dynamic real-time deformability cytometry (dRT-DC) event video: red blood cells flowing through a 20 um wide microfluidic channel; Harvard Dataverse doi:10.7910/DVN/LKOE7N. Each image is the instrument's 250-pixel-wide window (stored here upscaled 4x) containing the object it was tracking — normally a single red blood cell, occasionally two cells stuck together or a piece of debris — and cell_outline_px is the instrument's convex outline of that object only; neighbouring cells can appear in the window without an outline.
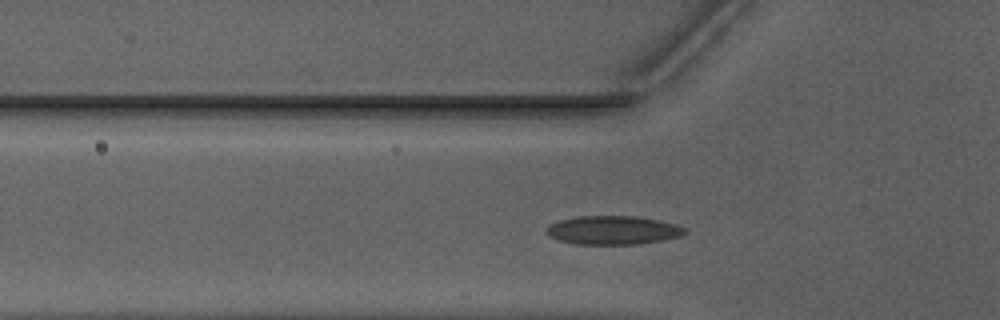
{"species": "Egyptian fruit bat (a non-hibernating species)", "species_latin": "Rousettus aegyptiacus", "temperature_condition": "warm", "stored_images_in_passage": 44, "camera_frame_rate_fps": 3000, "um_per_image_px": 0.085, "animal": {"sex": "male"}, "frame": {"image": 1, "passage_image": 8, "time_ms": 2.333, "image_size_px": [1000, 320], "cell_outline_px": [[688, 232], [680, 236], [664, 240], [640, 244], [576, 244], [556, 240], [548, 236], [544, 232], [552, 224], [560, 220], [576, 216], [636, 216], [660, 220], [676, 224], [684, 228]], "centroid_in_image_um": [52.11, 19.57], "position_along_channel_um": 73.7, "area_um2": 23.29}}
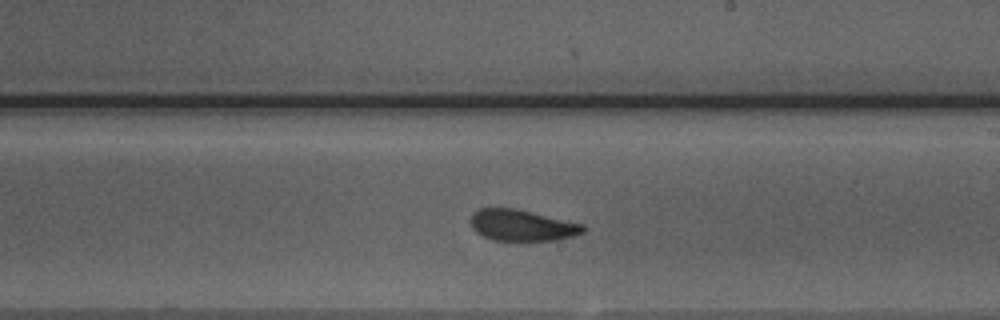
{"frame": {"image": 2, "passage_image": 21, "time_ms": 6.667, "image_size_px": [1000, 320], "cell_outline_px": [[588, 228], [584, 232], [572, 236], [552, 240], [492, 240], [476, 232], [472, 228], [472, 212], [480, 208], [512, 208], [584, 224]], "centroid_in_image_um": [44.37, 19.15], "position_along_channel_um": 244.6, "area_um2": 20.17}}
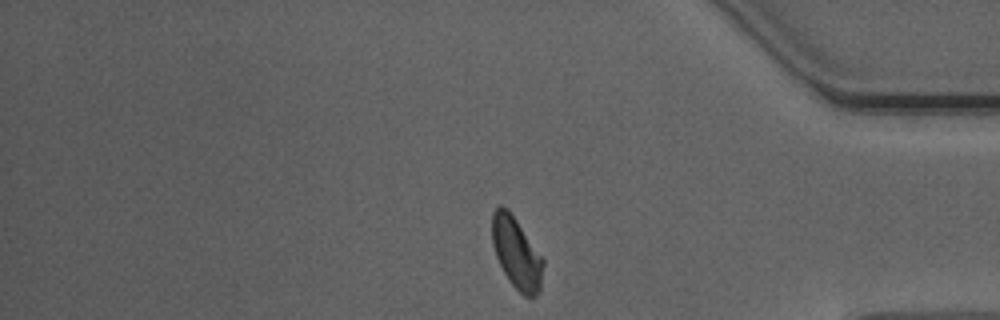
{"frame": {"image": 3, "passage_image": 34, "time_ms": 11.0, "image_size_px": [1000, 320], "cell_outline_px": [[544, 264], [540, 292], [536, 296], [524, 296], [508, 280], [496, 256], [492, 244], [492, 216], [496, 208], [500, 204], [508, 208], [544, 260]], "centroid_in_image_um": [43.9, 21.51], "position_along_channel_um": 391.3, "area_um2": 21.1}, "authors_computed_cell_mechanics": {"area_um2": 21.3571, "velocity_mm_per_s": 3.9368, "shape_relaxation_time_tau1_ms": 3.4436, "shape_relaxation_time_tau2_ms": 1.9029, "deformation_change_tau1": 0.1139, "deformation_change_tau2": 0.0812}}